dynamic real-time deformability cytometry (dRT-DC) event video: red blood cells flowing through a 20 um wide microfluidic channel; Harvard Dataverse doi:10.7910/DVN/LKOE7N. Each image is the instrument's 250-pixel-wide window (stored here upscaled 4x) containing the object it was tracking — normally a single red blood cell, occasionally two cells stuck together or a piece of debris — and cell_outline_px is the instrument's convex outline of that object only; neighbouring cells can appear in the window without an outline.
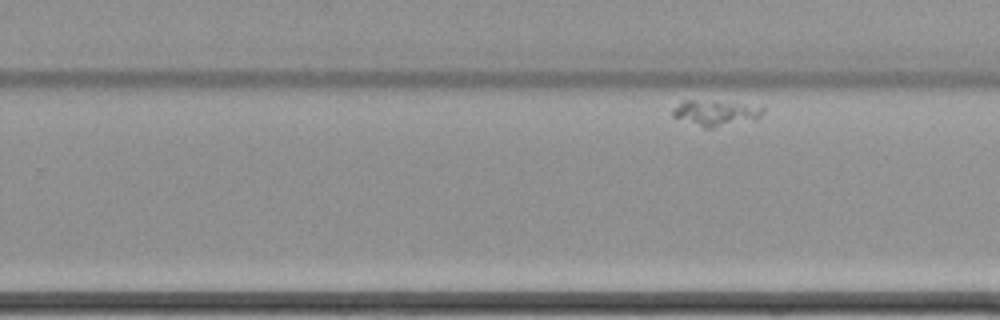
{"species": "common noctule bat (a hibernating species)", "species_latin": "Nyctalus noctula", "temperature_condition": "cold", "stored_images_in_passage": 8, "segment_of_instrument_passage": [2, 2], "camera_frame_rate_fps": 3000, "um_per_image_px": 0.085, "animal": {"sex": "female", "body_mass_g": 22.7, "forearm_length_mm": 54.2}, "frame": {"image": 1, "passage_image": 8, "time_ms": 2.333, "image_size_px": [1000, 320], "cell_outline_px": [[764, 112], [756, 120], [716, 128], [704, 128], [672, 116], [672, 108], [684, 100], [716, 100], [744, 104], [764, 108]], "centroid_in_image_um": [60.82, 9.6], "position_along_channel_um": 269.0, "area_um2": 13.76}}